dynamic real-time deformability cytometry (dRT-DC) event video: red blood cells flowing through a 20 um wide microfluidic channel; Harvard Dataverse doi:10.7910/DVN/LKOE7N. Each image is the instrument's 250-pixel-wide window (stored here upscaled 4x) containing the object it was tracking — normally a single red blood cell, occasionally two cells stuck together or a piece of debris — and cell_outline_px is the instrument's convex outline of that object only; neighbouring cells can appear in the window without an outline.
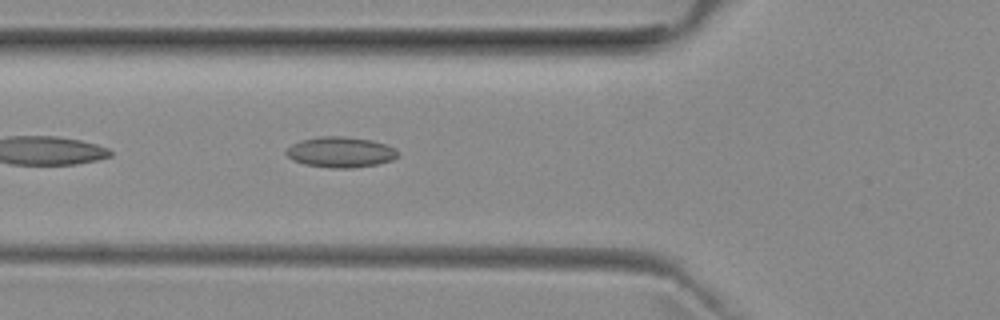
{"species": "common noctule bat (a hibernating species)", "species_latin": "Nyctalus noctula", "temperature_condition": "room temperature", "stored_images_in_passage": 34, "camera_frame_rate_fps": 3000, "um_per_image_px": 0.085, "animal": {"sex": "female", "body_mass_g": 29.2, "forearm_length_mm": 56.3}, "frame": {"image": 1, "passage_image": 5, "time_ms": 1.333, "image_size_px": [1000, 320], "cell_outline_px": [[400, 152], [392, 160], [376, 164], [348, 168], [332, 168], [304, 164], [292, 160], [284, 152], [292, 144], [300, 140], [320, 136], [344, 136], [372, 140], [396, 148]], "centroid_in_image_um": [28.93, 12.92], "position_along_channel_um": 96.9, "area_um2": 19.88}}
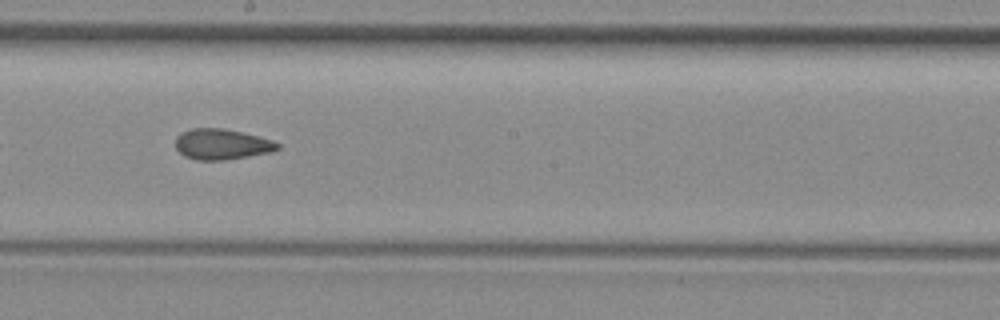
{"frame": {"image": 2, "passage_image": 15, "time_ms": 4.667, "image_size_px": [1000, 320], "cell_outline_px": [[280, 148], [268, 152], [248, 156], [224, 160], [196, 160], [184, 156], [176, 148], [176, 136], [180, 132], [192, 128], [224, 128], [272, 140], [280, 144]], "centroid_in_image_um": [18.8, 12.26], "position_along_channel_um": 229.4, "area_um2": 18.09}}
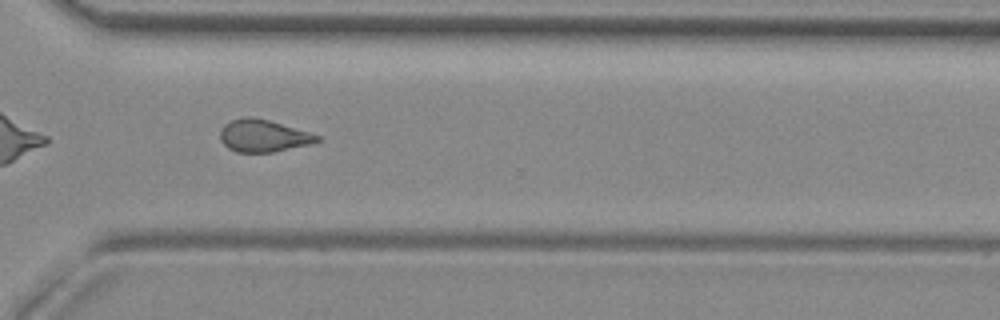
{"frame": {"image": 3, "passage_image": 24, "time_ms": 7.667, "image_size_px": [1000, 320], "cell_outline_px": [[320, 140], [308, 144], [272, 152], [236, 152], [228, 148], [220, 140], [220, 128], [224, 124], [232, 120], [244, 116], [252, 116], [268, 120], [308, 132], [320, 136]], "centroid_in_image_um": [22.31, 11.53], "position_along_channel_um": 348.3, "area_um2": 18.03}, "authors_computed_cell_mechanics": {"area_um2": 18.2648, "velocity_mm_per_s": 3.96, "shape_relaxation_time_tau1_ms": null, "shape_relaxation_time_tau2_ms": 4.149, "deformation_change_tau1": null, "deformation_change_tau2": 0.1061}}